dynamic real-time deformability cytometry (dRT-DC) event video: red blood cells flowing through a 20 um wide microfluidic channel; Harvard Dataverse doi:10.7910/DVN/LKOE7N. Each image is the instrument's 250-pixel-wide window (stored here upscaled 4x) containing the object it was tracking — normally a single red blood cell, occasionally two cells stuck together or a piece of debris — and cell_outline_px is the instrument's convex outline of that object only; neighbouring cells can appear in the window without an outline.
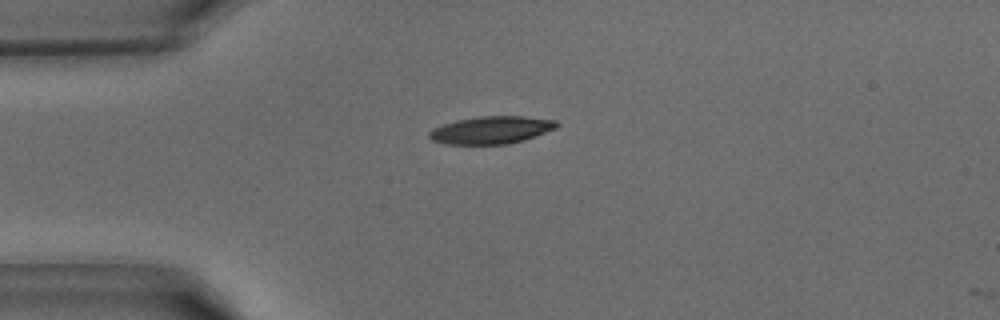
{"species": "common noctule bat (a hibernating species)", "species_latin": "Nyctalus noctula", "temperature_condition": "warm", "stored_images_in_passage": 2, "camera_frame_rate_fps": 3000, "um_per_image_px": 0.085, "animal": {"sex": "male", "body_mass_g": 15.6}, "frame": {"image": 1, "passage_image": 1, "time_ms": 0.0, "image_size_px": [1000, 320], "cell_outline_px": [[560, 124], [556, 128], [536, 136], [524, 140], [508, 144], [444, 144], [432, 140], [428, 136], [428, 132], [444, 124], [456, 120], [480, 116], [520, 116], [556, 120]], "centroid_in_image_um": [41.78, 11.05], "position_along_channel_um": 43.2, "area_um2": 20.4}}